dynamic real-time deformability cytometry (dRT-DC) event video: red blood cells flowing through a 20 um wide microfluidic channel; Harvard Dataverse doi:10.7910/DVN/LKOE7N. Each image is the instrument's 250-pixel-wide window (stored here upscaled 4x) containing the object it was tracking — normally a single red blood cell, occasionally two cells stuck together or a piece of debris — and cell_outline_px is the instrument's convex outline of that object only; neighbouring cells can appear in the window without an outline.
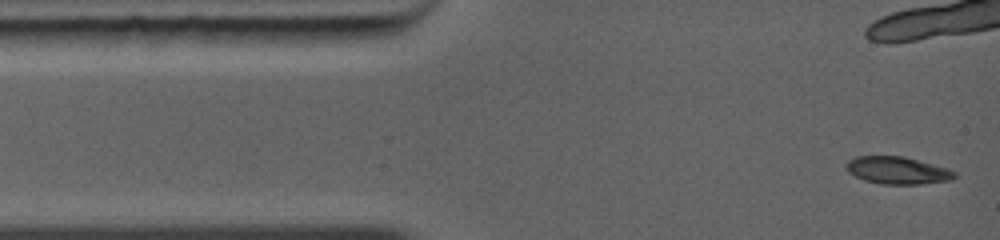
{"species": "common noctule bat (a hibernating species)", "species_latin": "Nyctalus noctula", "temperature_condition": "warm", "stored_images_in_passage": 14, "camera_frame_rate_fps": 5000, "um_per_image_px": 0.085, "animal": {"sex": "female", "body_mass_g": 19.0, "forearm_length_mm": 56.7}, "frame": {"image": 1, "passage_image": 1, "time_ms": 0.0, "image_size_px": [1000, 240], "cell_outline_px": [[956, 176], [952, 180], [920, 184], [884, 184], [864, 180], [848, 172], [844, 168], [844, 164], [848, 160], [856, 156], [900, 156], [932, 164], [956, 172]], "centroid_in_image_um": [76.23, 14.48], "position_along_channel_um": 8.8, "area_um2": 17.11}}